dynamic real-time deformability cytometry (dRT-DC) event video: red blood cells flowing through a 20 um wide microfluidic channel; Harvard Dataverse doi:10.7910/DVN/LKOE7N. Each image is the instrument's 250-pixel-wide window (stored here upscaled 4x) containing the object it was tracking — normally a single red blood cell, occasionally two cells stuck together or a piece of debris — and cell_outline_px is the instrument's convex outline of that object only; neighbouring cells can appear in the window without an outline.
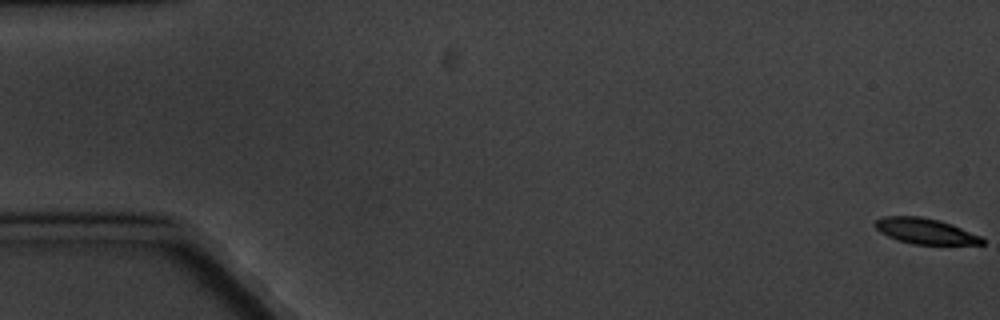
{"species": "common noctule bat (a hibernating species)", "species_latin": "Nyctalus noctula", "temperature_condition": "cold", "stored_images_in_passage": 5, "camera_frame_rate_fps": 3000, "um_per_image_px": 0.085, "animal": {"sex": "male", "body_mass_g": 20.1, "forearm_length_mm": 53.5}, "frame": {"image": 1, "passage_image": 1, "time_ms": 0.0, "image_size_px": [1000, 320], "cell_outline_px": [[984, 244], [912, 244], [896, 240], [880, 232], [872, 224], [876, 220], [884, 216], [920, 216], [940, 220], [952, 224], [980, 236], [984, 240]], "centroid_in_image_um": [78.61, 19.63], "position_along_channel_um": 6.4, "area_um2": 16.01}}